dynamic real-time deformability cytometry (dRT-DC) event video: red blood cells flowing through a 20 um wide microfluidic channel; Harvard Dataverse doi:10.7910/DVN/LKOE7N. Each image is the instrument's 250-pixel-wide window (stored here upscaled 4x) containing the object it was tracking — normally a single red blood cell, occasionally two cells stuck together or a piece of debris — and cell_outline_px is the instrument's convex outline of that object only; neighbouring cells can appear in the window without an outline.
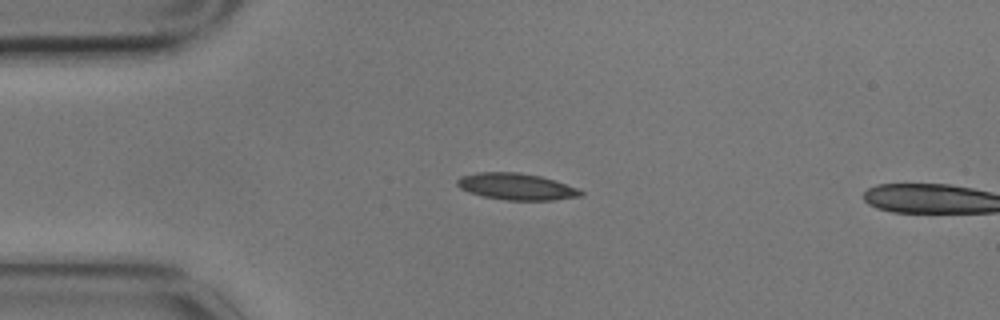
{"species": "common noctule bat (a hibernating species)", "species_latin": "Nyctalus noctula", "temperature_condition": "cold", "stored_images_in_passage": 3, "segment_of_instrument_passage": [1, 2], "camera_frame_rate_fps": 3000, "um_per_image_px": 0.085, "animal": {"sex": "male", "body_mass_g": 17.9}, "frame": {"image": 1, "passage_image": 2, "time_ms": 0.333, "image_size_px": [1000, 320], "cell_outline_px": [[584, 196], [552, 200], [504, 200], [484, 196], [468, 192], [460, 188], [456, 184], [456, 180], [460, 176], [480, 172], [516, 172], [540, 176], [576, 188], [584, 192]], "centroid_in_image_um": [43.86, 15.86], "position_along_channel_um": 41.1, "area_um2": 19.02}}